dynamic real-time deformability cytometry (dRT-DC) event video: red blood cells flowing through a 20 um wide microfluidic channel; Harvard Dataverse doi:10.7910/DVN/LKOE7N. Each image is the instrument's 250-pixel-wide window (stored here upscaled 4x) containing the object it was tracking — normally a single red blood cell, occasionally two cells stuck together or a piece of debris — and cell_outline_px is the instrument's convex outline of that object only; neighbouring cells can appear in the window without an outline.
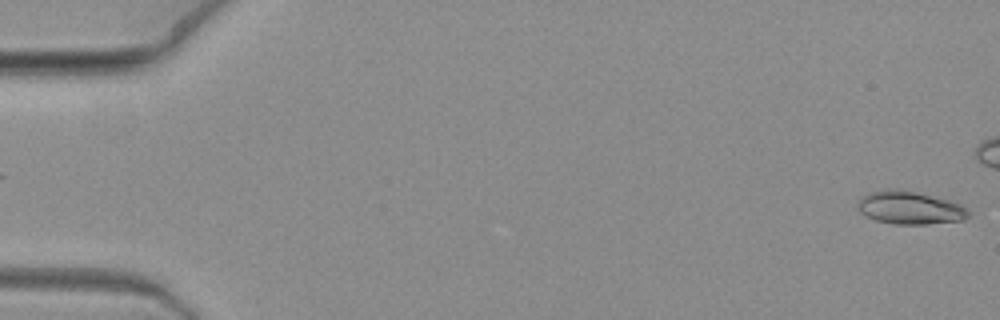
{"species": "common noctule bat (a hibernating species)", "species_latin": "Nyctalus noctula", "temperature_condition": "warm", "stored_images_in_passage": 8, "segment_of_instrument_passage": [2, 2], "camera_frame_rate_fps": 3000, "um_per_image_px": 0.085, "animal": {"sex": "female", "body_mass_g": 19.3, "forearm_length_mm": 54.1}, "frame": {"image": 1, "passage_image": 8, "time_ms": 2.333, "image_size_px": [1000, 320], "cell_outline_px": [[968, 216], [964, 220], [924, 224], [896, 224], [876, 220], [860, 212], [856, 204], [868, 192], [888, 188], [896, 188], [916, 192], [948, 200], [960, 204], [968, 212]], "centroid_in_image_um": [77.3, 17.65], "position_along_channel_um": 7.7, "area_um2": 21.04}}